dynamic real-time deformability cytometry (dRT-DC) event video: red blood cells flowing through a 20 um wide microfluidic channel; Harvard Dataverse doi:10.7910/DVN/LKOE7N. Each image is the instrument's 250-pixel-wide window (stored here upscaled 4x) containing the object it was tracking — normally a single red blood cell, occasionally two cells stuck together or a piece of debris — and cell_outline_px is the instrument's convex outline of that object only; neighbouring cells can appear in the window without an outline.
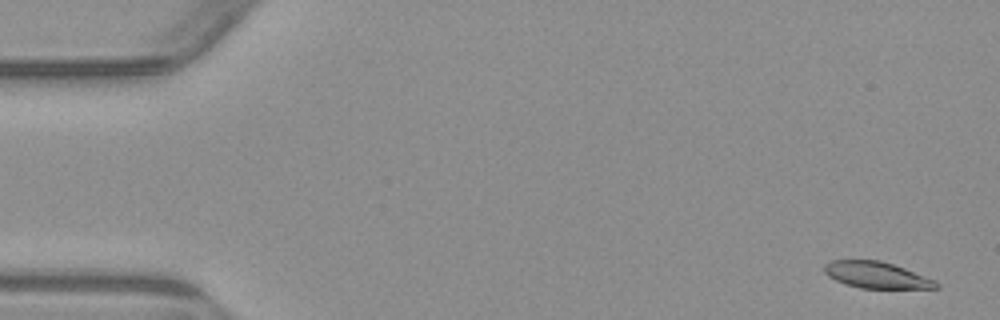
{"species": "common noctule bat (a hibernating species)", "species_latin": "Nyctalus noctula", "temperature_condition": "warm", "stored_images_in_passage": 3, "camera_frame_rate_fps": 3000, "um_per_image_px": 0.085, "animal": {"sex": "male", "body_mass_g": 23.1, "forearm_length_mm": 52.7}, "frame": {"image": 1, "passage_image": 1, "time_ms": 0.0, "image_size_px": [1000, 320], "cell_outline_px": [[940, 288], [860, 288], [836, 280], [828, 276], [824, 272], [824, 264], [832, 260], [880, 260], [904, 268], [936, 280], [940, 284]], "centroid_in_image_um": [74.52, 23.37], "position_along_channel_um": 10.5, "area_um2": 17.11}}